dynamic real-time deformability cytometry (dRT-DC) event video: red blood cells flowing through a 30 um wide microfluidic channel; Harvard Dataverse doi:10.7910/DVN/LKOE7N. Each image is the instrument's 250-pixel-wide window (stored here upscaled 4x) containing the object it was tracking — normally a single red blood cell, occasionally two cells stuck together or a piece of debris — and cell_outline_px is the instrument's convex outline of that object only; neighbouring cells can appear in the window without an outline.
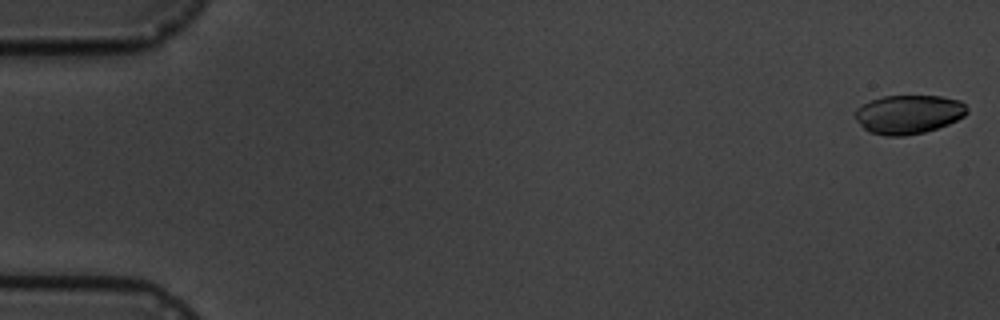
{"species": "common noctule bat (a hibernating species)", "species_latin": "Nyctalus noctula", "temperature_condition": "cold", "stored_images_in_passage": 7, "camera_frame_rate_fps": 3000, "um_per_image_px": 0.085, "animal": {"sex": "male", "body_mass_g": 19.5, "forearm_length_mm": 54.6}, "frame": {"image": 1, "passage_image": 1, "time_ms": 0.0, "image_size_px": [1000, 320], "cell_outline_px": [[968, 112], [964, 116], [948, 124], [924, 132], [904, 136], [884, 136], [868, 132], [856, 120], [856, 108], [872, 100], [884, 96], [940, 96], [960, 100], [968, 108]], "centroid_in_image_um": [77.23, 9.72], "position_along_channel_um": 7.8, "area_um2": 25.26}}
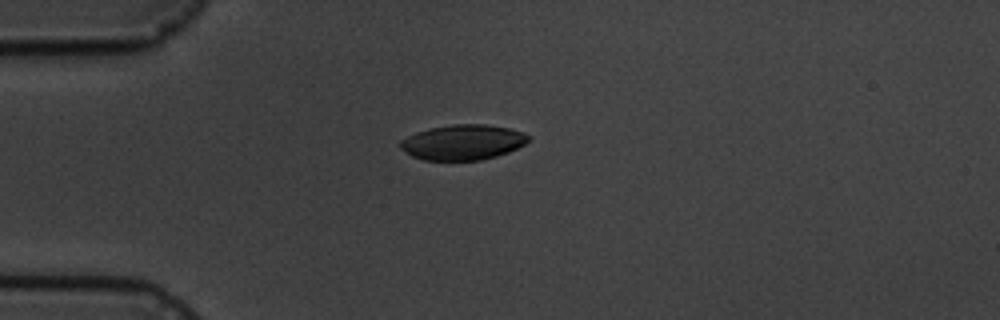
{"frame": {"image": 2, "passage_image": 5, "time_ms": 4.667, "image_size_px": [1000, 320], "cell_outline_px": [[532, 136], [524, 144], [508, 152], [496, 156], [480, 160], [424, 160], [412, 156], [400, 148], [400, 140], [416, 132], [432, 128], [452, 124], [488, 124], [508, 128], [524, 132]], "centroid_in_image_um": [39.36, 12.09], "position_along_channel_um": 45.6, "area_um2": 26.24}}
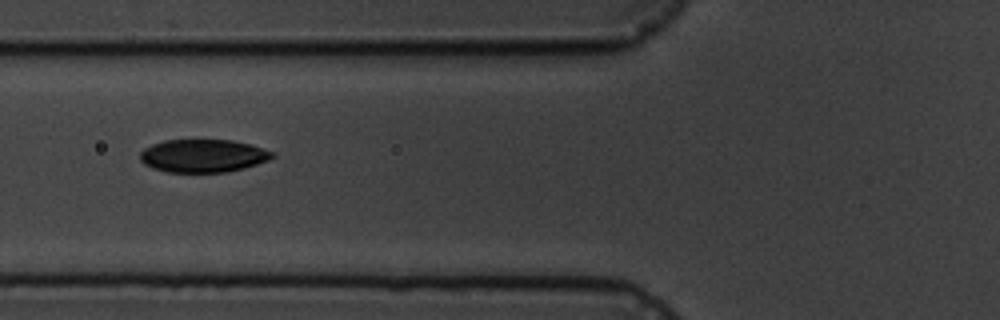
{"frame": {"image": 3, "passage_image": 7, "time_ms": 7.0, "image_size_px": [1000, 320], "cell_outline_px": [[276, 156], [268, 160], [244, 168], [228, 172], [168, 172], [152, 168], [144, 164], [140, 160], [140, 152], [144, 148], [152, 144], [164, 140], [232, 140], [248, 144], [272, 152]], "centroid_in_image_um": [17.22, 13.24], "position_along_channel_um": 108.6, "area_um2": 25.32}}